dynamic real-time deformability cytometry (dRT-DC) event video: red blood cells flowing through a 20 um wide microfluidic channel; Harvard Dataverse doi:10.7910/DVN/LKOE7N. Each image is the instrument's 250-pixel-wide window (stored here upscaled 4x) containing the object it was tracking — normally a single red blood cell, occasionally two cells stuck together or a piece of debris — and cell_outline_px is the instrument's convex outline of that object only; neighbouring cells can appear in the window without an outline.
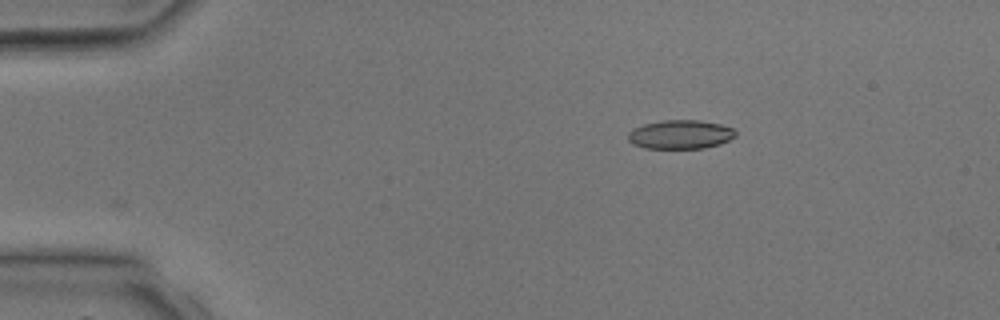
{"species": "common noctule bat (a hibernating species)", "species_latin": "Nyctalus noctula", "temperature_condition": "room temperature", "stored_images_in_passage": 3, "camera_frame_rate_fps": 3000, "um_per_image_px": 0.085, "animal": {"sex": "male", "body_mass_g": 17.9, "forearm_length_mm": 54.2}, "frame": {"image": 1, "passage_image": 1, "time_ms": 0.0, "image_size_px": [1000, 320], "cell_outline_px": [[736, 136], [720, 144], [704, 148], [644, 148], [632, 144], [628, 140], [628, 132], [632, 128], [644, 124], [664, 120], [700, 120], [720, 124], [732, 128], [736, 132]], "centroid_in_image_um": [57.81, 11.43], "position_along_channel_um": 27.2, "area_um2": 18.15}}
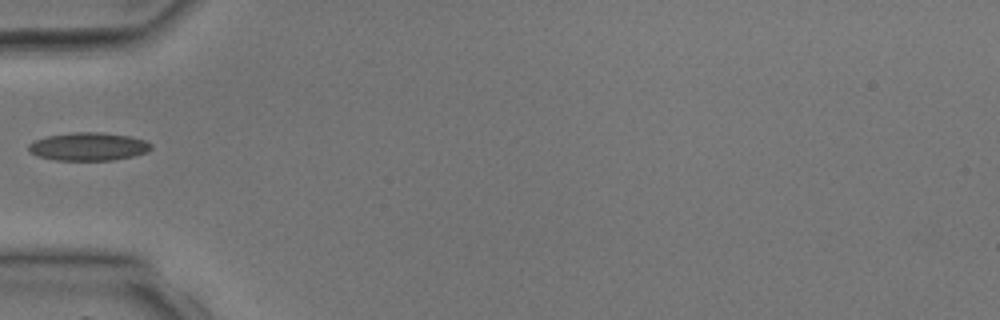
{"frame": {"image": 2, "passage_image": 3, "time_ms": 2.333, "image_size_px": [1000, 320], "cell_outline_px": [[152, 148], [148, 152], [132, 156], [112, 160], [56, 160], [36, 156], [28, 152], [28, 144], [32, 140], [48, 136], [72, 132], [104, 132], [128, 136], [144, 140], [152, 144]], "centroid_in_image_um": [7.48, 12.45], "position_along_channel_um": 77.5, "area_um2": 20.23}}